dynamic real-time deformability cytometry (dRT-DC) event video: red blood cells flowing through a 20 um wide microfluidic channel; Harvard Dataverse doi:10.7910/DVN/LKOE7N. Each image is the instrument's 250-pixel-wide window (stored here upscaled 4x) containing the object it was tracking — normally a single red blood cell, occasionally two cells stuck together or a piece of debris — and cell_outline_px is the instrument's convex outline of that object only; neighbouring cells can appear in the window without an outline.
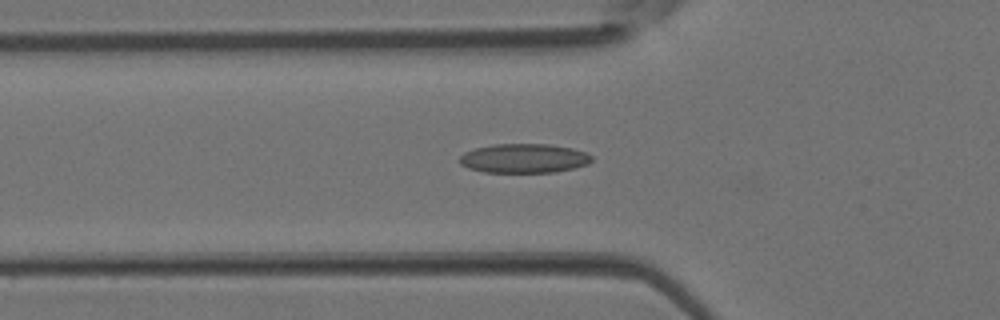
{"species": "Egyptian fruit bat (a non-hibernating species)", "species_latin": "Rousettus aegyptiacus", "temperature_condition": "room temperature", "stored_images_in_passage": 35, "segment_of_instrument_passage": [1, 2], "camera_frame_rate_fps": 3000, "um_per_image_px": 0.085, "animal": {"sex": "female"}, "frame": {"image": 1, "passage_image": 6, "time_ms": 1.667, "image_size_px": [1000, 320], "cell_outline_px": [[592, 160], [588, 164], [572, 168], [552, 172], [484, 172], [468, 168], [460, 164], [460, 156], [464, 152], [476, 148], [492, 144], [548, 144], [572, 148], [584, 152], [592, 156]], "centroid_in_image_um": [44.51, 13.45], "position_along_channel_um": 81.3, "area_um2": 22.37}}
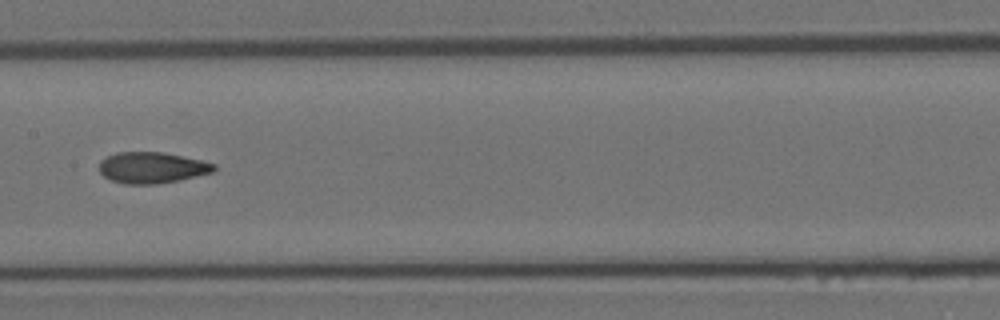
{"frame": {"image": 2, "passage_image": 13, "time_ms": 4.0, "image_size_px": [1000, 320], "cell_outline_px": [[216, 168], [212, 172], [180, 180], [156, 184], [124, 184], [112, 180], [104, 176], [100, 172], [100, 160], [116, 152], [160, 152], [200, 160], [216, 164]], "centroid_in_image_um": [12.9, 14.25], "position_along_channel_um": 194.5, "area_um2": 20.63}}
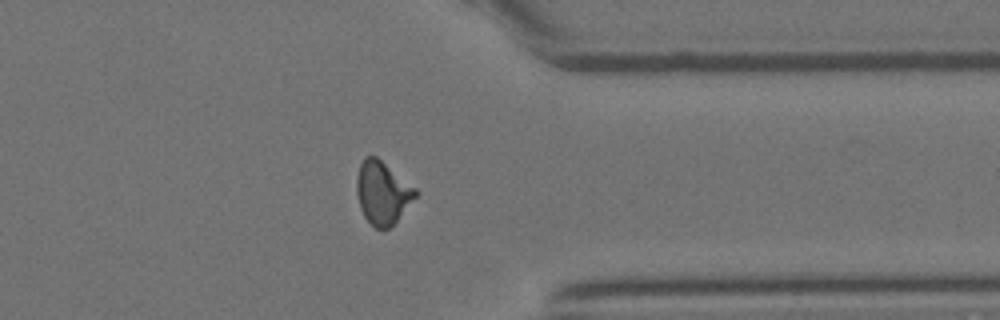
{"frame": {"image": 3, "passage_image": 25, "time_ms": 8.0, "image_size_px": [1000, 320], "cell_outline_px": [[420, 192], [396, 220], [388, 228], [376, 228], [364, 216], [360, 208], [356, 192], [356, 176], [360, 164], [364, 156], [376, 156], [416, 188]], "centroid_in_image_um": [32.49, 16.35], "position_along_channel_um": 378.9, "area_um2": 21.33}}